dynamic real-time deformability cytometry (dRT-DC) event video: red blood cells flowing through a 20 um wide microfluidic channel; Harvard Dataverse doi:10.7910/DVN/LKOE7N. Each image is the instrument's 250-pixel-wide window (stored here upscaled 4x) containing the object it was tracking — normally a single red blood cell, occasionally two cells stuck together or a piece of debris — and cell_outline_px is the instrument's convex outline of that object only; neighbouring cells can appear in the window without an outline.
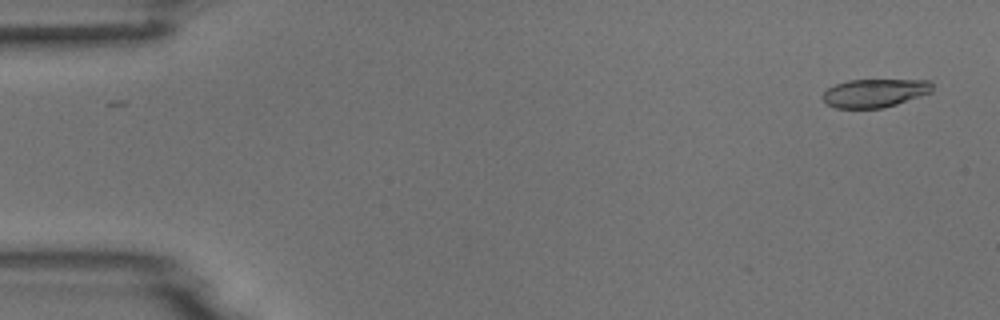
{"species": "common noctule bat (a hibernating species)", "species_latin": "Nyctalus noctula", "temperature_condition": "room temperature", "stored_images_in_passage": 5, "camera_frame_rate_fps": 3000, "um_per_image_px": 0.085, "animal": {"sex": "male", "body_mass_g": 18.8}, "frame": {"image": 1, "passage_image": 1, "time_ms": 0.0, "image_size_px": [1000, 320], "cell_outline_px": [[932, 92], [884, 108], [836, 108], [828, 104], [820, 96], [828, 88], [836, 84], [848, 80], [932, 80]], "centroid_in_image_um": [74.35, 7.9], "position_along_channel_um": 10.6, "area_um2": 18.09}}
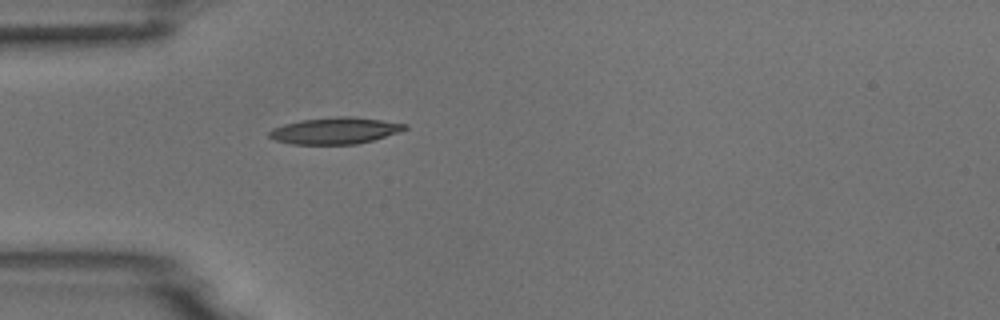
{"frame": {"image": 2, "passage_image": 5, "time_ms": 4.333, "image_size_px": [1000, 320], "cell_outline_px": [[408, 128], [400, 132], [372, 140], [356, 144], [292, 144], [276, 140], [268, 136], [268, 132], [272, 128], [284, 124], [300, 120], [336, 116], [352, 116], [408, 124]], "centroid_in_image_um": [28.48, 11.1], "position_along_channel_um": 56.5, "area_um2": 20.98}}